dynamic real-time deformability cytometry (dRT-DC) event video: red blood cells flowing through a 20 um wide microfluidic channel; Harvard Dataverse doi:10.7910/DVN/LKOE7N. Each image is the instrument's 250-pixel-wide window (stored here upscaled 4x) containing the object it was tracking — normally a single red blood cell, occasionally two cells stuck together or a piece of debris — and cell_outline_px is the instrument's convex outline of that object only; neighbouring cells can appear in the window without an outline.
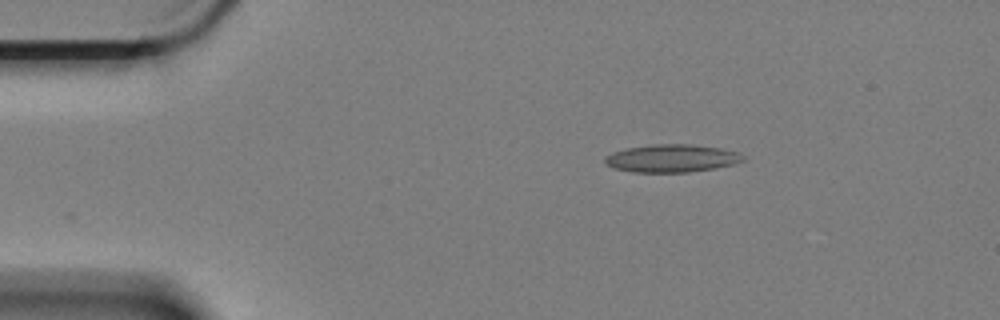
{"species": "Egyptian fruit bat (a non-hibernating species)", "species_latin": "Rousettus aegyptiacus", "temperature_condition": "cold", "stored_images_in_passage": 50, "camera_frame_rate_fps": 3000, "um_per_image_px": 0.085, "animal": {"sex": "female"}, "frame": {"image": 1, "passage_image": 1, "time_ms": 0.0, "image_size_px": [1000, 320], "cell_outline_px": [[744, 160], [732, 164], [716, 168], [688, 172], [636, 172], [612, 168], [604, 164], [604, 156], [612, 152], [624, 148], [652, 144], [692, 144], [720, 148], [736, 152], [744, 156]], "centroid_in_image_um": [57.03, 13.45], "position_along_channel_um": 28.0, "area_um2": 22.48}}
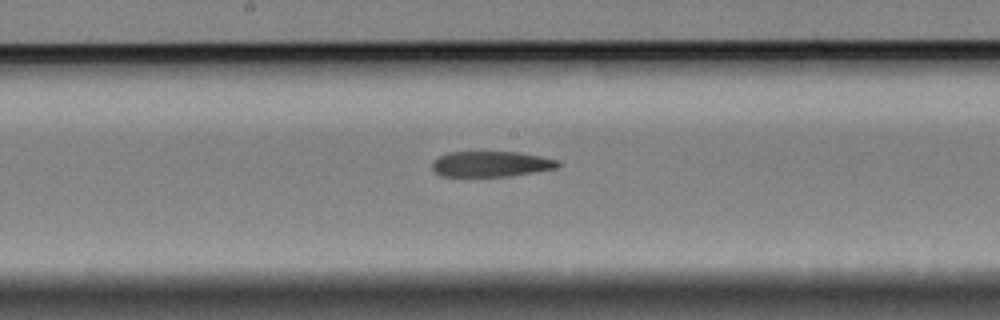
{"frame": {"image": 2, "passage_image": 22, "time_ms": 7.0, "image_size_px": [1000, 320], "cell_outline_px": [[560, 164], [556, 168], [508, 176], [440, 176], [432, 168], [432, 160], [448, 152], [520, 152], [560, 160]], "centroid_in_image_um": [41.72, 13.93], "position_along_channel_um": 206.5, "area_um2": 18.67}}
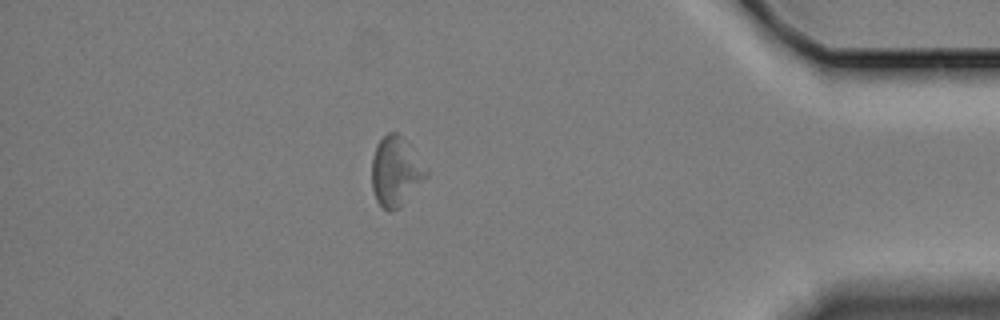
{"frame": {"image": 3, "passage_image": 43, "time_ms": 14.0, "image_size_px": [1000, 320], "cell_outline_px": [[428, 176], [404, 204], [400, 208], [392, 212], [388, 212], [376, 200], [372, 188], [372, 156], [376, 144], [388, 132], [396, 132], [400, 136], [428, 168]], "centroid_in_image_um": [33.64, 14.62], "position_along_channel_um": 401.6, "area_um2": 22.08}}